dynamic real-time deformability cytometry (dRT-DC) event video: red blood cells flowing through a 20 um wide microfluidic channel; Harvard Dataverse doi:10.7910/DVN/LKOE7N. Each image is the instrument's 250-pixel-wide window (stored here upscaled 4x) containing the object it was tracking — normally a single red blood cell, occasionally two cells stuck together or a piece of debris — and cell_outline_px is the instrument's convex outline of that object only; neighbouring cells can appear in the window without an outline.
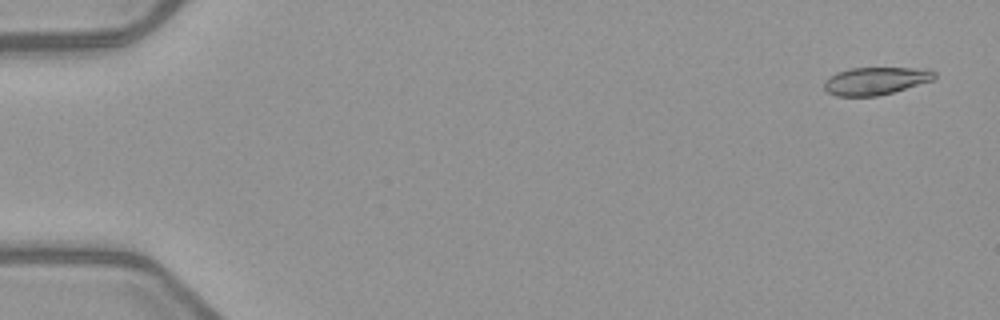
{"species": "common noctule bat (a hibernating species)", "species_latin": "Nyctalus noctula", "temperature_condition": "warm", "stored_images_in_passage": 5, "camera_frame_rate_fps": 3000, "um_per_image_px": 0.085, "animal": {"sex": "female", "body_mass_g": 21.9}, "frame": {"image": 1, "passage_image": 1, "time_ms": 0.0, "image_size_px": [1000, 320], "cell_outline_px": [[936, 76], [932, 80], [892, 92], [876, 96], [836, 96], [828, 92], [824, 88], [824, 80], [828, 76], [836, 72], [852, 68], [928, 68], [936, 72]], "centroid_in_image_um": [74.4, 6.86], "position_along_channel_um": 10.6, "area_um2": 17.74}}
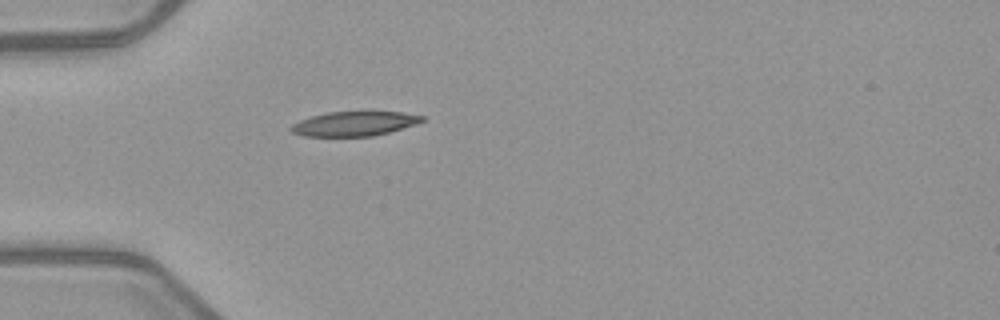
{"frame": {"image": 2, "passage_image": 5, "time_ms": 4.667, "image_size_px": [1000, 320], "cell_outline_px": [[424, 120], [416, 124], [388, 132], [372, 136], [304, 136], [292, 132], [288, 128], [292, 124], [300, 120], [312, 116], [328, 112], [404, 112], [424, 116]], "centroid_in_image_um": [30.1, 10.51], "position_along_channel_um": 54.9, "area_um2": 18.55}}